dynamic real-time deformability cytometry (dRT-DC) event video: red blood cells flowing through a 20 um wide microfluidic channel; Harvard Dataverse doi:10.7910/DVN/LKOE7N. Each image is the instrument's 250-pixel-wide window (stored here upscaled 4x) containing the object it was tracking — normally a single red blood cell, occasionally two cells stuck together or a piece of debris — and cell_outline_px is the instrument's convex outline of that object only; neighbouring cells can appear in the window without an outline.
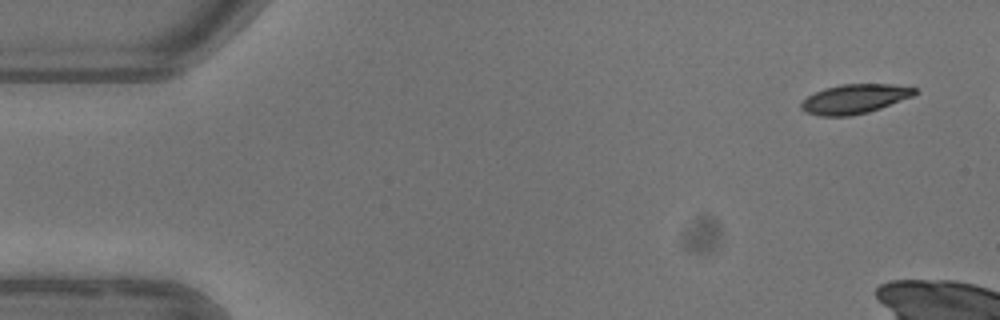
{"species": "common noctule bat (a hibernating species)", "species_latin": "Nyctalus noctula", "temperature_condition": "warm", "stored_images_in_passage": 4, "camera_frame_rate_fps": 3000, "um_per_image_px": 0.085, "animal": {"sex": "female"}, "frame": {"image": 1, "passage_image": 1, "time_ms": 0.0, "image_size_px": [1000, 320], "cell_outline_px": [[920, 92], [912, 96], [880, 108], [868, 112], [848, 116], [820, 116], [804, 112], [800, 108], [800, 104], [808, 96], [824, 88], [840, 84], [892, 84], [916, 88]], "centroid_in_image_um": [72.63, 8.4], "position_along_channel_um": 12.4, "area_um2": 19.42}}